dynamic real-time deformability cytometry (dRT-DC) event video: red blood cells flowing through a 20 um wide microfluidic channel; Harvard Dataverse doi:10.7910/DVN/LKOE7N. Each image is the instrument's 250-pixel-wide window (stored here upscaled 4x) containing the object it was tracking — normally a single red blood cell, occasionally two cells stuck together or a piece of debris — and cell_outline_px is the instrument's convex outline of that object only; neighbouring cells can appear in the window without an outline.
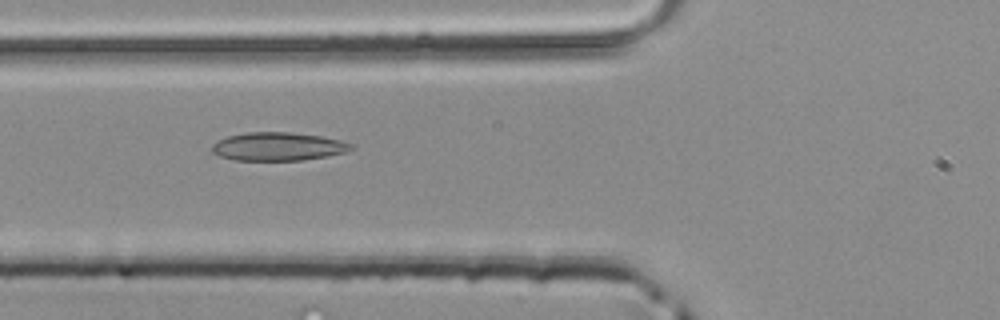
{"species": "common noctule bat (a hibernating species)", "species_latin": "Nyctalus noctula", "temperature_condition": "room temperature", "stored_images_in_passage": 33, "camera_frame_rate_fps": 3000, "um_per_image_px": 0.085, "animal": {"sex": "male", "body_mass_g": 20.4}, "frame": {"image": 1, "passage_image": 5, "time_ms": 1.333, "image_size_px": [1000, 320], "cell_outline_px": [[356, 148], [344, 152], [324, 156], [300, 160], [232, 160], [220, 156], [212, 152], [212, 144], [216, 140], [228, 136], [248, 132], [288, 132], [320, 136], [340, 140], [356, 144]], "centroid_in_image_um": [23.63, 12.45], "position_along_channel_um": 102.2, "area_um2": 22.95}}
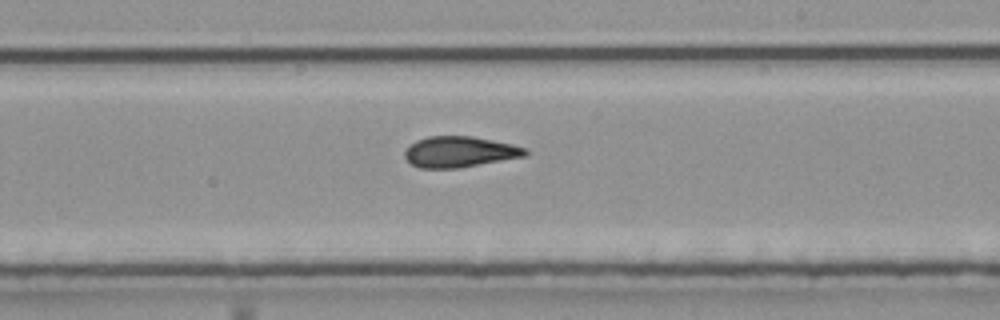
{"frame": {"image": 2, "passage_image": 15, "time_ms": 4.667, "image_size_px": [1000, 320], "cell_outline_px": [[528, 156], [460, 168], [420, 168], [412, 164], [404, 156], [404, 152], [408, 144], [416, 140], [428, 136], [472, 136], [512, 144], [528, 148]], "centroid_in_image_um": [39.08, 12.9], "position_along_channel_um": 249.9, "area_um2": 21.96}}
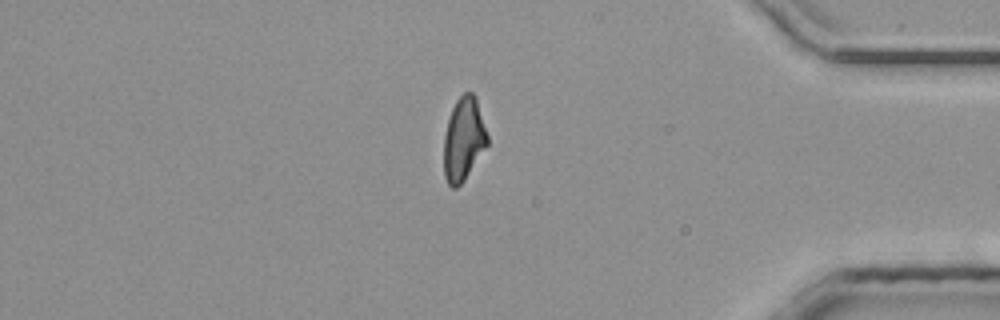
{"frame": {"image": 3, "passage_image": 27, "time_ms": 8.667, "image_size_px": [1000, 320], "cell_outline_px": [[488, 144], [464, 180], [456, 188], [452, 188], [448, 184], [444, 176], [444, 136], [448, 120], [452, 108], [456, 100], [464, 92], [472, 92], [476, 96], [488, 136]], "centroid_in_image_um": [39.4, 11.82], "position_along_channel_um": 395.8, "area_um2": 21.1}}